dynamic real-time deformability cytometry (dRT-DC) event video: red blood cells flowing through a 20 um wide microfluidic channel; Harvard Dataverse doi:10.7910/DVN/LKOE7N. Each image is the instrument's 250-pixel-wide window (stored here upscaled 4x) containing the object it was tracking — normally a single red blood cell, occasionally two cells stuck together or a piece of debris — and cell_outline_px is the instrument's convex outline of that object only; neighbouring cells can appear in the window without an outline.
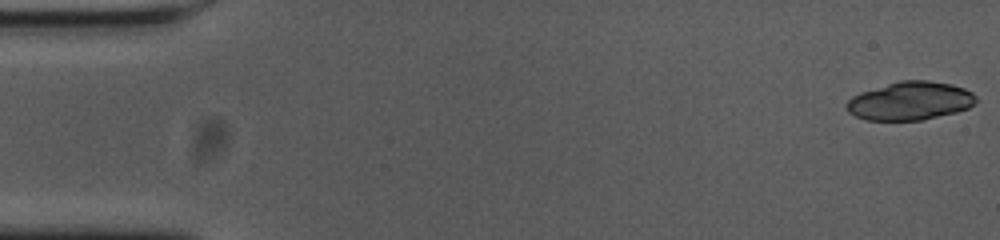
{"species": "common noctule bat (a hibernating species)", "species_latin": "Nyctalus noctula", "temperature_condition": "cold", "stored_images_in_passage": 40, "camera_frame_rate_fps": 3000, "um_per_image_px": 0.085, "animal": {"sex": "female", "body_mass_g": 23.0, "forearm_length_mm": 53.4}, "frame": {"image": 1, "passage_image": 1, "time_ms": 0.0, "image_size_px": [1000, 240], "cell_outline_px": [[976, 100], [968, 108], [956, 112], [924, 120], [868, 120], [856, 116], [848, 112], [844, 104], [852, 96], [860, 92], [900, 80], [928, 80], [952, 84], [964, 88], [972, 92], [976, 96]], "centroid_in_image_um": [77.34, 8.57], "position_along_channel_um": 7.7, "area_um2": 29.02}}
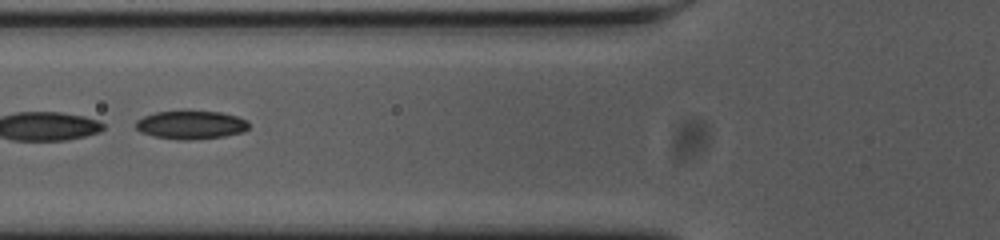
{"frame": {"image": 2, "passage_image": 21, "time_ms": 6.667, "image_size_px": [1000, 240], "cell_outline_px": [[248, 128], [244, 132], [224, 136], [184, 140], [180, 140], [156, 136], [140, 132], [136, 128], [136, 120], [144, 116], [156, 112], [188, 108], [220, 112], [236, 116], [248, 120]], "centroid_in_image_um": [16.23, 10.56], "position_along_channel_um": 109.6, "area_um2": 19.25}}